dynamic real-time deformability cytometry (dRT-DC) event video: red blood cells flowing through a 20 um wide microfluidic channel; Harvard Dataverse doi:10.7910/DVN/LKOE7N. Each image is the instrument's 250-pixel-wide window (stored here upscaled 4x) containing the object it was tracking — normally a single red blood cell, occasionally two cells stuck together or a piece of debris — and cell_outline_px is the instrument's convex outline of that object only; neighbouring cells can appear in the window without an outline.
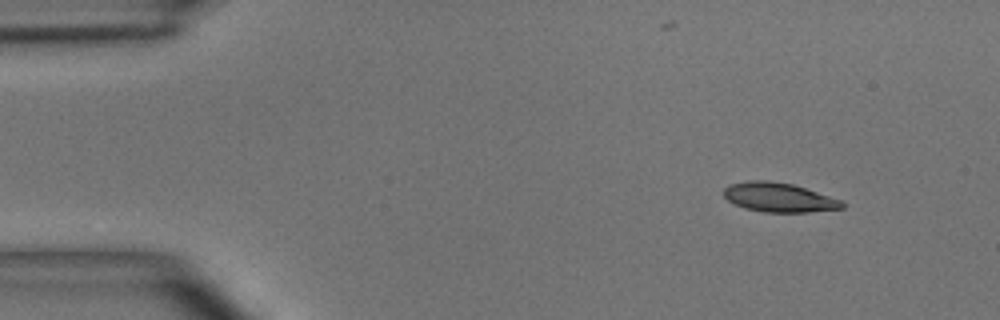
{"species": "common noctule bat (a hibernating species)", "species_latin": "Nyctalus noctula", "temperature_condition": "room temperature", "stored_images_in_passage": 5, "camera_frame_rate_fps": 3000, "um_per_image_px": 0.085, "animal": {"sex": "male", "body_mass_g": 15.6}, "frame": {"image": 1, "passage_image": 1, "time_ms": 0.0, "image_size_px": [1000, 320], "cell_outline_px": [[844, 208], [808, 212], [764, 212], [744, 208], [728, 200], [724, 196], [724, 188], [728, 184], [748, 180], [768, 180], [792, 184], [840, 200], [844, 204]], "centroid_in_image_um": [66.15, 16.77], "position_along_channel_um": 18.8, "area_um2": 20.0}}
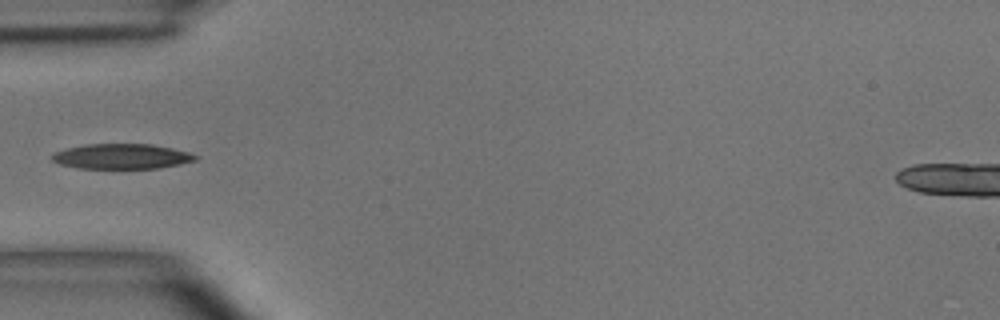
{"frame": {"image": 2, "passage_image": 4, "time_ms": 3.667, "image_size_px": [1000, 320], "cell_outline_px": [[200, 156], [196, 160], [180, 164], [160, 168], [76, 168], [60, 164], [52, 160], [52, 156], [56, 152], [68, 148], [84, 144], [152, 144], [172, 148], [188, 152]], "centroid_in_image_um": [10.38, 13.29], "position_along_channel_um": 74.6, "area_um2": 20.92}}
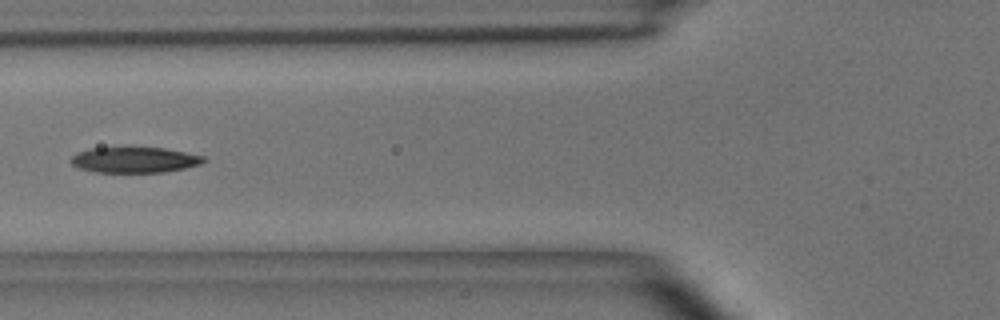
{"frame": {"image": 3, "passage_image": 5, "time_ms": 4.667, "image_size_px": [1000, 320], "cell_outline_px": [[204, 160], [200, 164], [184, 168], [164, 172], [96, 172], [76, 168], [72, 164], [72, 156], [76, 152], [88, 148], [132, 144], [164, 148], [204, 156]], "centroid_in_image_um": [11.36, 13.53], "position_along_channel_um": 114.4, "area_um2": 20.75}}